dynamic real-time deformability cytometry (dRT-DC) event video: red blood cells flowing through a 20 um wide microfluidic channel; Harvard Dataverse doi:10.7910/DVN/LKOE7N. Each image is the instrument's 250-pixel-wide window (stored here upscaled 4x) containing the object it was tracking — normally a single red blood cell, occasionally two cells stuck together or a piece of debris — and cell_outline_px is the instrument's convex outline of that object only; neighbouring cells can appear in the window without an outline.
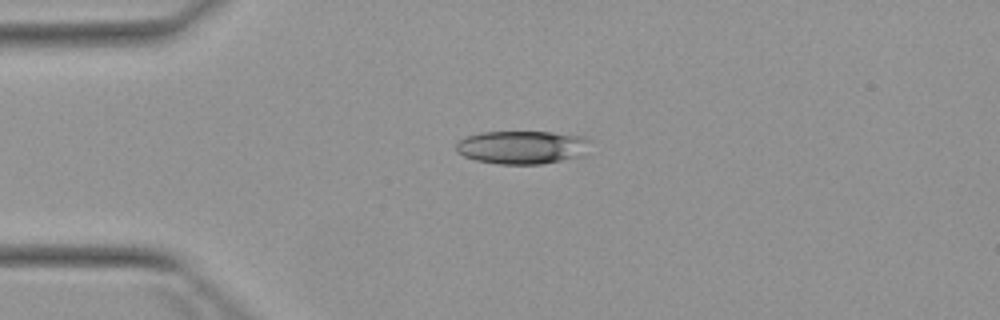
{"species": "Egyptian fruit bat (a non-hibernating species)", "species_latin": "Rousettus aegyptiacus", "temperature_condition": "warm", "stored_images_in_passage": 2, "camera_frame_rate_fps": 3000, "um_per_image_px": 0.085, "animal": {"sex": "female"}, "frame": {"image": 1, "passage_image": 1, "time_ms": 0.0, "image_size_px": [1000, 320], "cell_outline_px": [[592, 140], [584, 156], [540, 164], [500, 164], [476, 160], [464, 156], [456, 152], [456, 144], [460, 140], [468, 136], [480, 132], [552, 132], [584, 136]], "centroid_in_image_um": [44.43, 12.51], "position_along_channel_um": 40.6, "area_um2": 26.18}}